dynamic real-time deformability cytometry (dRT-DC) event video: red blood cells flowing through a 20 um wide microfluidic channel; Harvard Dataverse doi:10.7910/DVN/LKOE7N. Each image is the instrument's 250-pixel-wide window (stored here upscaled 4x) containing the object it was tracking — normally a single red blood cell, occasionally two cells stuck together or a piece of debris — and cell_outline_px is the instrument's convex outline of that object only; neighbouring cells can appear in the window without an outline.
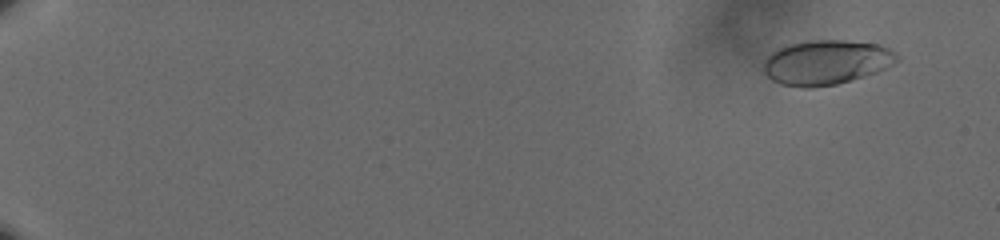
{"species": "human", "species_latin": "Homo sapiens", "temperature_condition": "cold", "stored_images_in_passage": 61, "camera_frame_rate_fps": 3000, "um_per_image_px": 0.085, "donor": {"sex": "male"}, "frame": {"image": 1, "passage_image": 5, "time_ms": 1.333, "image_size_px": [1000, 240], "cell_outline_px": [[900, 60], [876, 72], [864, 76], [836, 84], [812, 88], [804, 88], [780, 84], [772, 80], [764, 72], [764, 60], [772, 52], [788, 44], [808, 40], [844, 40], [876, 44], [888, 48], [900, 56]], "centroid_in_image_um": [70.22, 5.3], "position_along_channel_um": 14.8, "area_um2": 34.62}}
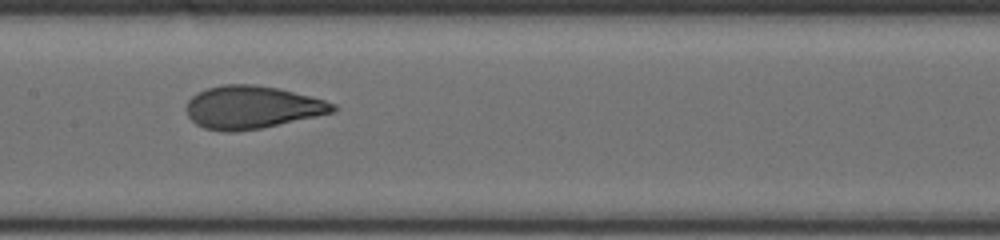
{"frame": {"image": 2, "passage_image": 35, "time_ms": 11.333, "image_size_px": [1000, 240], "cell_outline_px": [[336, 108], [332, 112], [260, 128], [232, 132], [224, 132], [204, 128], [196, 124], [188, 116], [188, 100], [192, 96], [208, 88], [224, 84], [252, 84], [276, 88], [324, 100], [336, 104]], "centroid_in_image_um": [21.38, 9.12], "position_along_channel_um": 186.0, "area_um2": 35.78}}
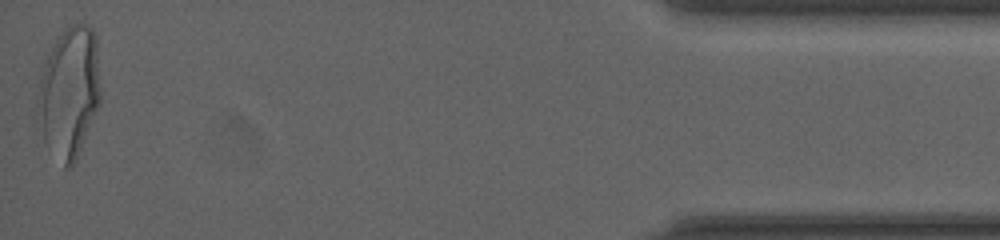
{"frame": {"image": 3, "passage_image": 61, "time_ms": 20.0, "image_size_px": [1000, 240], "cell_outline_px": [[100, 100], [76, 160], [72, 168], [64, 168], [44, 140], [36, 100], [36, 96], [40, 80], [48, 56], [56, 40], [64, 28], [68, 24], [88, 24], [92, 28], [96, 36], [100, 92]], "centroid_in_image_um": [5.9, 7.82], "position_along_channel_um": 429.3, "area_um2": 47.22}, "authors_computed_cell_mechanics": {"area_um2": 35.7782, "velocity_mm_per_s": 3.614, "shape_relaxation_time_tau1_ms": 4.7109, "shape_relaxation_time_tau2_ms": null, "deformation_change_tau1": 0.1895, "deformation_change_tau2": null}}